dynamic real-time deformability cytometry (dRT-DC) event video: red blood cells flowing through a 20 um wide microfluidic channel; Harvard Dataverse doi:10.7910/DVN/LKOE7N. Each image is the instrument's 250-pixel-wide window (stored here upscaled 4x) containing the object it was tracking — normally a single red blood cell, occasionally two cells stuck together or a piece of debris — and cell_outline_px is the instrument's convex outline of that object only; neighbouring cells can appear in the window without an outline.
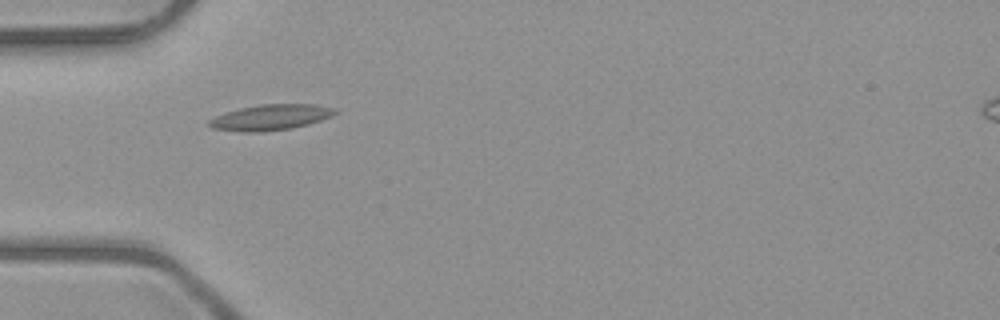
{"species": "common noctule bat (a hibernating species)", "species_latin": "Nyctalus noctula", "temperature_condition": "room temperature", "stored_images_in_passage": 23, "camera_frame_rate_fps": 3000, "um_per_image_px": 0.085, "animal": {"sex": "male", "body_mass_g": 23.1, "forearm_length_mm": 52.7}, "frame": {"image": 1, "passage_image": 1, "time_ms": 0.0, "image_size_px": [1000, 320], "cell_outline_px": [[340, 112], [332, 116], [308, 124], [292, 128], [260, 132], [244, 132], [212, 128], [204, 124], [208, 120], [216, 116], [240, 108], [260, 104], [316, 104], [336, 108]], "centroid_in_image_um": [23.02, 9.97], "position_along_channel_um": 62.0, "area_um2": 18.96}}